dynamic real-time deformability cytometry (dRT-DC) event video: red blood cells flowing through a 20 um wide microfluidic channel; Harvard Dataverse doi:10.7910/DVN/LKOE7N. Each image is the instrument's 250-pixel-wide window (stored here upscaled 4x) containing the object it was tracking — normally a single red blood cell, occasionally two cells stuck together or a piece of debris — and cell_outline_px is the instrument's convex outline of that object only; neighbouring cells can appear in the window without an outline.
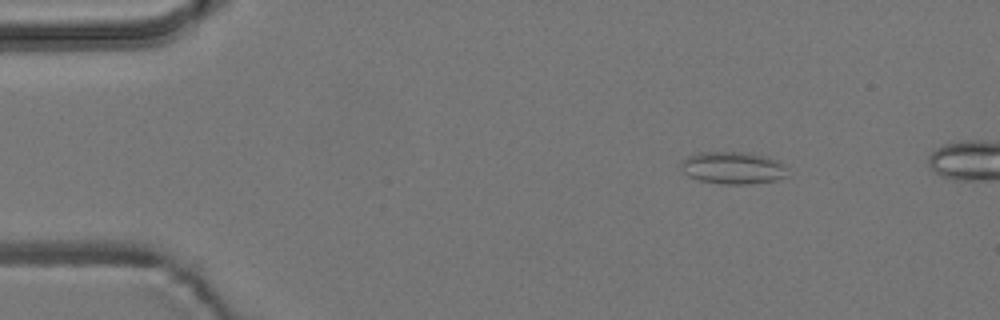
{"species": "common noctule bat (a hibernating species)", "species_latin": "Nyctalus noctula", "temperature_condition": "room temperature", "stored_images_in_passage": 5, "camera_frame_rate_fps": 3000, "um_per_image_px": 0.085, "animal": {"sex": "male", "body_mass_g": 19.2, "forearm_length_mm": 51.8}, "frame": {"image": 1, "passage_image": 2, "time_ms": 1.333, "image_size_px": [1000, 320], "cell_outline_px": [[788, 176], [776, 180], [744, 184], [724, 184], [700, 180], [688, 176], [680, 168], [680, 160], [688, 156], [700, 152], [748, 152], [764, 156], [776, 160], [784, 168]], "centroid_in_image_um": [62.23, 14.26], "position_along_channel_um": 22.8, "area_um2": 19.88}}